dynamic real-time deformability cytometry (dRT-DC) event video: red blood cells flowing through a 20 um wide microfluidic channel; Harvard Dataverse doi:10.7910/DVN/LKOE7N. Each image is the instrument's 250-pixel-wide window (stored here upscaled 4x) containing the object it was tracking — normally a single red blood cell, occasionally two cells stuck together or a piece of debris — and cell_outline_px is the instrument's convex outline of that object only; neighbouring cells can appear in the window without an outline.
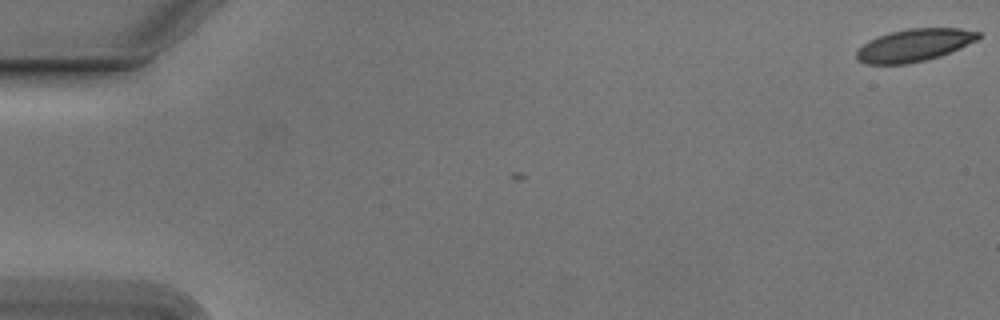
{"species": "Egyptian fruit bat (a non-hibernating species)", "species_latin": "Rousettus aegyptiacus", "temperature_condition": "cold", "stored_images_in_passage": 2, "camera_frame_rate_fps": 3000, "um_per_image_px": 0.085, "animal": {"sex": "male"}, "frame": {"image": 1, "passage_image": 2, "time_ms": 0.333, "image_size_px": [1000, 320], "cell_outline_px": [[980, 36], [976, 40], [940, 56], [924, 60], [904, 64], [868, 64], [856, 60], [856, 52], [868, 40], [888, 32], [908, 28], [960, 28], [980, 32]], "centroid_in_image_um": [77.67, 3.83], "position_along_channel_um": 7.3, "area_um2": 22.89}}